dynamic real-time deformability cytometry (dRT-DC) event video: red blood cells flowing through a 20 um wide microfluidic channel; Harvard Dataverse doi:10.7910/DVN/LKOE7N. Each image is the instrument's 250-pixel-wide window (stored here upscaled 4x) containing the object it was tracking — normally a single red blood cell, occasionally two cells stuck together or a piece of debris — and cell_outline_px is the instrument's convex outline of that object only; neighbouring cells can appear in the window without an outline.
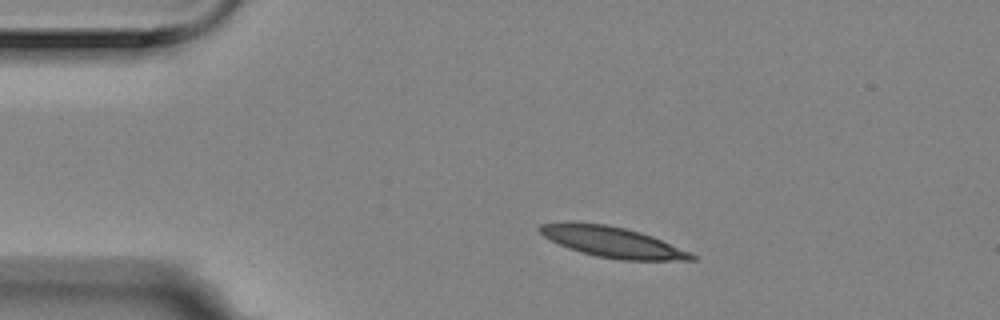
{"species": "Egyptian fruit bat (a non-hibernating species)", "species_latin": "Rousettus aegyptiacus", "temperature_condition": "room temperature", "stored_images_in_passage": 4, "camera_frame_rate_fps": 3000, "um_per_image_px": 0.085, "animal": {"sex": "female"}, "frame": {"image": 1, "passage_image": 2, "time_ms": 0.333, "image_size_px": [1000, 320], "cell_outline_px": [[696, 260], [620, 260], [596, 256], [580, 252], [568, 248], [544, 236], [536, 228], [540, 224], [604, 224], [624, 228], [640, 232], [652, 236], [692, 252], [696, 256]], "centroid_in_image_um": [52.15, 20.61], "position_along_channel_um": 32.8, "area_um2": 26.41}}